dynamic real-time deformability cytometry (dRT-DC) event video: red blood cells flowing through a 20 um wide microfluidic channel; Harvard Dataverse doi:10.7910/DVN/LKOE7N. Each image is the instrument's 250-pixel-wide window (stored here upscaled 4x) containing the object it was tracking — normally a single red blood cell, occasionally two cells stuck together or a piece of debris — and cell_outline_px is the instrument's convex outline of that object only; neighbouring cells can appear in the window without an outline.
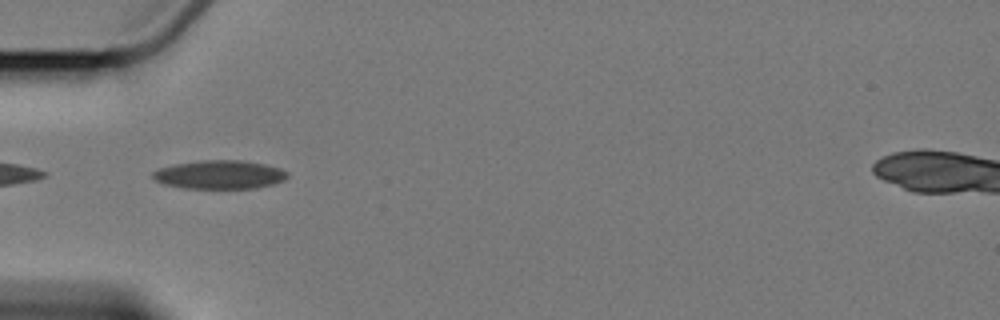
{"species": "Egyptian fruit bat (a non-hibernating species)", "species_latin": "Rousettus aegyptiacus", "temperature_condition": "cold", "stored_images_in_passage": 14, "camera_frame_rate_fps": 3000, "um_per_image_px": 0.085, "animal": {"sex": "female"}, "frame": {"image": 1, "passage_image": 4, "time_ms": 4.333, "image_size_px": [1000, 320], "cell_outline_px": [[288, 176], [284, 180], [272, 184], [256, 188], [184, 188], [164, 184], [156, 180], [152, 176], [152, 172], [160, 168], [172, 164], [200, 160], [240, 160], [264, 164], [280, 168], [288, 172]], "centroid_in_image_um": [18.66, 14.83], "position_along_channel_um": 66.3, "area_um2": 22.43}}
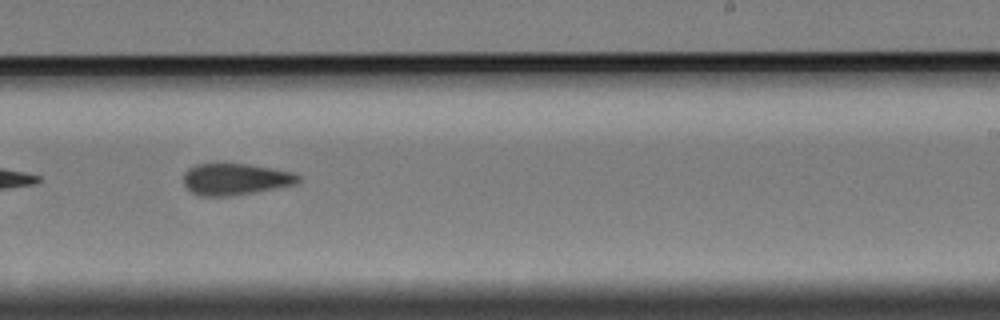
{"frame": {"image": 2, "passage_image": 9, "time_ms": 10.333, "image_size_px": [1000, 320], "cell_outline_px": [[300, 180], [296, 184], [252, 192], [228, 196], [200, 196], [192, 192], [184, 184], [184, 172], [188, 168], [196, 164], [248, 164], [272, 168], [292, 172], [300, 176]], "centroid_in_image_um": [19.99, 15.22], "position_along_channel_um": 269.0, "area_um2": 20.87}}
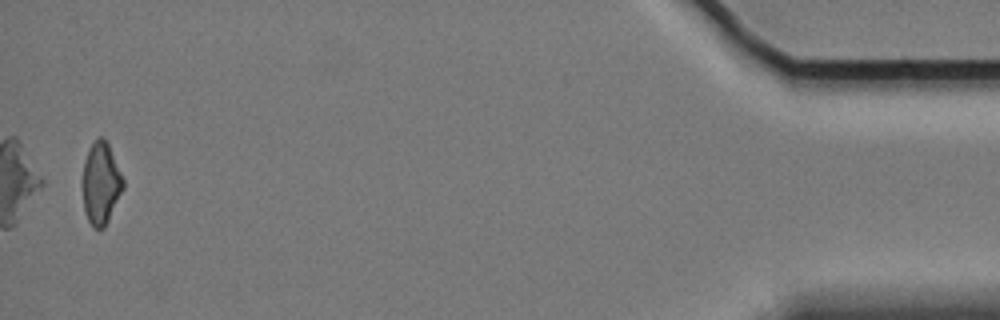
{"frame": {"image": 3, "passage_image": 14, "time_ms": 17.333, "image_size_px": [1000, 320], "cell_outline_px": [[124, 188], [104, 228], [92, 228], [84, 212], [80, 184], [80, 180], [84, 160], [92, 144], [100, 136], [104, 136], [108, 144], [124, 180]], "centroid_in_image_um": [8.53, 15.6], "position_along_channel_um": 426.7, "area_um2": 19.77}, "authors_computed_cell_mechanics": {"area_um2": 21.6172, "velocity_mm_per_s": 3.3892, "shape_relaxation_time_tau1_ms": null, "shape_relaxation_time_tau2_ms": 4.6274, "deformation_change_tau1": null, "deformation_change_tau2": 0.0972}}